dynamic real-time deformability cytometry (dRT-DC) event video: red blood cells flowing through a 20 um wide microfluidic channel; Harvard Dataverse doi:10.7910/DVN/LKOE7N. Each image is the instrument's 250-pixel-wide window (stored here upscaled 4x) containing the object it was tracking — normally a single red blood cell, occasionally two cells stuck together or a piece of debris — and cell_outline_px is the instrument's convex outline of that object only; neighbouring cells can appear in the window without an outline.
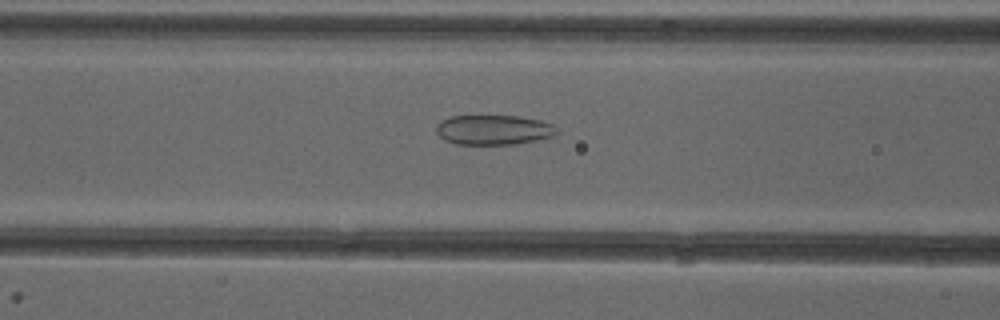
{"species": "common noctule bat (a hibernating species)", "species_latin": "Nyctalus noctula", "temperature_condition": "cold", "stored_images_in_passage": 46, "camera_frame_rate_fps": 3000, "um_per_image_px": 0.085, "animal": {"sex": "female"}, "frame": {"image": 1, "passage_image": 16, "time_ms": 5.0, "image_size_px": [1000, 320], "cell_outline_px": [[556, 132], [552, 136], [536, 140], [516, 144], [456, 144], [444, 140], [436, 132], [436, 124], [440, 120], [452, 116], [520, 116], [540, 120], [552, 124], [556, 128]], "centroid_in_image_um": [41.91, 11.03], "position_along_channel_um": 124.7, "area_um2": 20.92}}
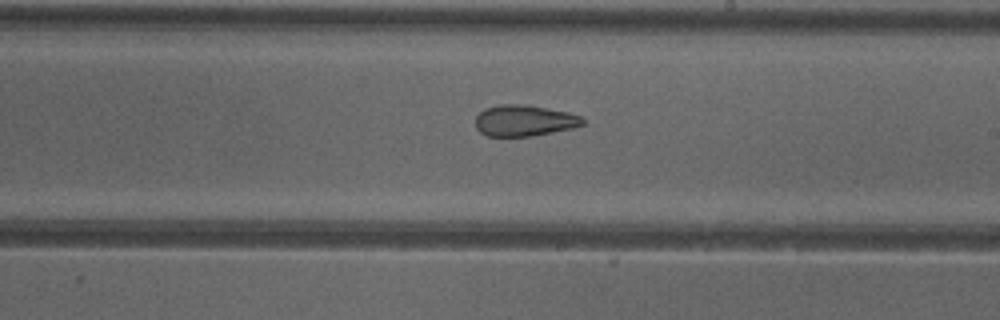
{"frame": {"image": 2, "passage_image": 25, "time_ms": 8.0, "image_size_px": [1000, 320], "cell_outline_px": [[584, 124], [572, 128], [532, 136], [488, 136], [480, 132], [476, 128], [476, 116], [484, 108], [500, 104], [528, 104], [568, 112], [580, 116], [584, 120]], "centroid_in_image_um": [44.55, 10.24], "position_along_channel_um": 244.5, "area_um2": 19.54}}
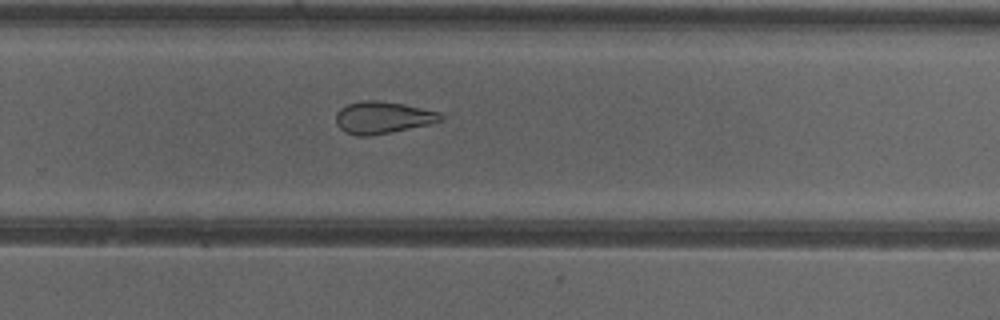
{"frame": {"image": 3, "passage_image": 29, "time_ms": 9.333, "image_size_px": [1000, 320], "cell_outline_px": [[444, 120], [428, 124], [392, 132], [372, 136], [356, 136], [344, 132], [336, 124], [336, 112], [340, 108], [348, 104], [360, 100], [376, 100], [404, 104], [440, 112], [444, 116]], "centroid_in_image_um": [32.51, 9.99], "position_along_channel_um": 297.3, "area_um2": 19.77}, "authors_computed_cell_mechanics": {"area_um2": 22.9177, "velocity_mm_per_s": 3.982, "shape_relaxation_time_tau1_ms": null, "shape_relaxation_time_tau2_ms": 2.7548, "deformation_change_tau1": null, "deformation_change_tau2": 0.1126}}